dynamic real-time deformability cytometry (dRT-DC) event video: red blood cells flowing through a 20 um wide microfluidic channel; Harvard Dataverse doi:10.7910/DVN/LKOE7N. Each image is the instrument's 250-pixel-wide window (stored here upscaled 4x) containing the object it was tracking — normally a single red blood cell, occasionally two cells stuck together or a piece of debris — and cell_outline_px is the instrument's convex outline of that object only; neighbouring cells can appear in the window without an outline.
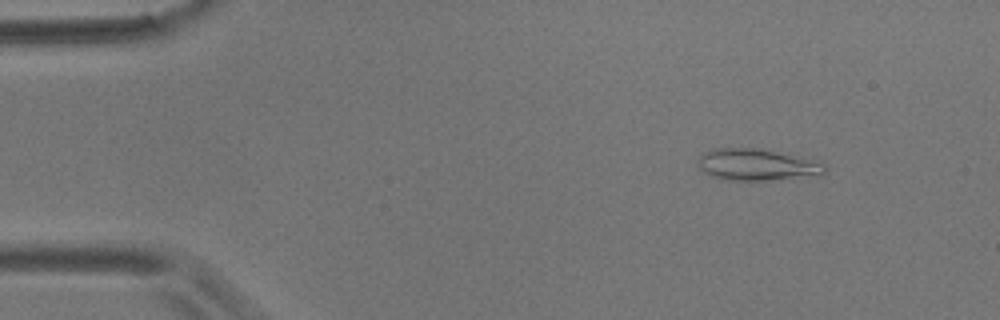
{"species": "common noctule bat (a hibernating species)", "species_latin": "Nyctalus noctula", "temperature_condition": "room temperature", "stored_images_in_passage": 6, "camera_frame_rate_fps": 3000, "um_per_image_px": 0.085, "animal": {"sex": "male", "body_mass_g": 17.9}, "frame": {"image": 1, "passage_image": 2, "time_ms": 1.0, "image_size_px": [1000, 320], "cell_outline_px": [[824, 172], [820, 176], [772, 180], [720, 180], [704, 172], [700, 168], [700, 156], [712, 148], [760, 148], [824, 160]], "centroid_in_image_um": [64.45, 14.0], "position_along_channel_um": 20.6, "area_um2": 23.93}}
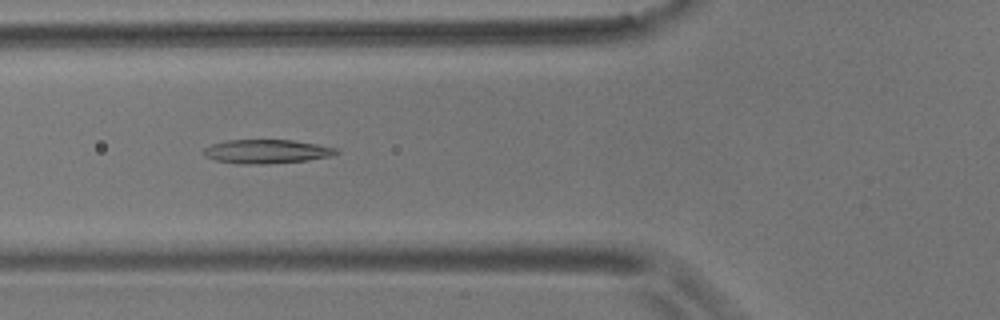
{"frame": {"image": 2, "passage_image": 6, "time_ms": 5.667, "image_size_px": [1000, 320], "cell_outline_px": [[340, 152], [332, 156], [308, 160], [264, 164], [240, 164], [216, 160], [204, 156], [204, 148], [212, 144], [228, 140], [292, 140], [316, 144], [336, 148]], "centroid_in_image_um": [22.67, 12.88], "position_along_channel_um": 103.1, "area_um2": 18.38}}